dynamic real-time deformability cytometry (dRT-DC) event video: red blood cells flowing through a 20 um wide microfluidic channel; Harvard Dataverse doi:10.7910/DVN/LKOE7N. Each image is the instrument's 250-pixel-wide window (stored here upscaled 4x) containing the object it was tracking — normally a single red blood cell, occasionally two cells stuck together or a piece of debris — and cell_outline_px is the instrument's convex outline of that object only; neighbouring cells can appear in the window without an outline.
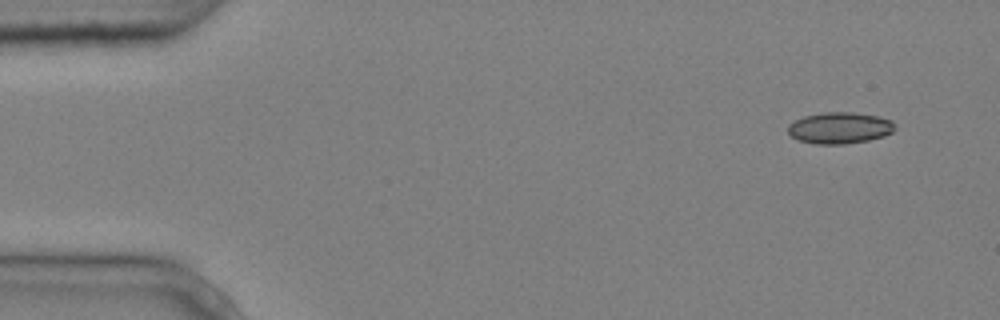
{"species": "common noctule bat (a hibernating species)", "species_latin": "Nyctalus noctula", "temperature_condition": "cold", "stored_images_in_passage": 6, "camera_frame_rate_fps": 3000, "um_per_image_px": 0.085, "animal": {"sex": "male", "body_mass_g": 20.4}, "frame": {"image": 1, "passage_image": 1, "time_ms": 0.0, "image_size_px": [1000, 320], "cell_outline_px": [[896, 128], [892, 132], [884, 136], [868, 140], [844, 144], [816, 144], [800, 140], [792, 136], [788, 132], [788, 124], [804, 116], [824, 112], [852, 112], [876, 116], [892, 120], [896, 124]], "centroid_in_image_um": [71.4, 10.87], "position_along_channel_um": 13.6, "area_um2": 19.54}}
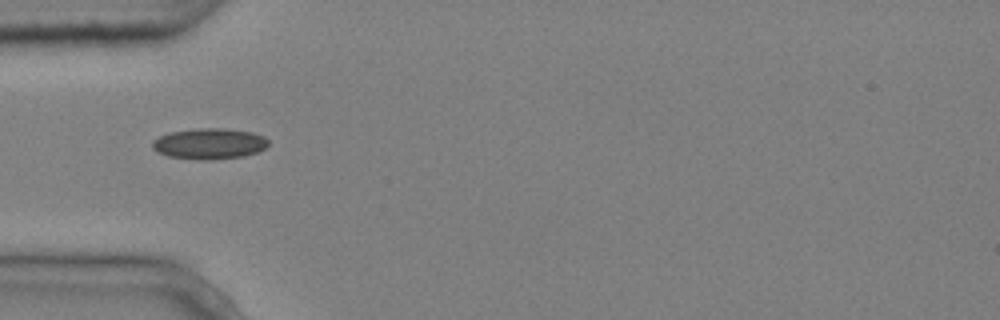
{"frame": {"image": 2, "passage_image": 4, "time_ms": 1.0, "image_size_px": [1000, 320], "cell_outline_px": [[268, 144], [264, 148], [256, 152], [244, 156], [208, 160], [204, 160], [168, 156], [156, 152], [152, 148], [152, 140], [168, 132], [200, 128], [224, 128], [252, 132], [264, 136], [268, 140]], "centroid_in_image_um": [17.77, 12.21], "position_along_channel_um": 67.2, "area_um2": 20.87}}